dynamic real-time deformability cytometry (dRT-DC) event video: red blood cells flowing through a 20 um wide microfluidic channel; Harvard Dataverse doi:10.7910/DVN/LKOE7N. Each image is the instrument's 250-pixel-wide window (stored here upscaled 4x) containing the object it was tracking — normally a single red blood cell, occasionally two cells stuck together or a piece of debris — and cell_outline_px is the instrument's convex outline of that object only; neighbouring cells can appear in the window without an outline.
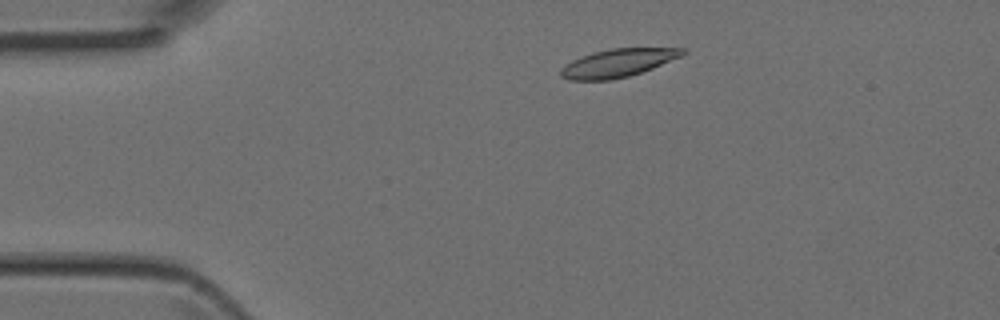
{"species": "Egyptian fruit bat (a non-hibernating species)", "species_latin": "Rousettus aegyptiacus", "temperature_condition": "room temperature", "stored_images_in_passage": 2, "camera_frame_rate_fps": 3000, "um_per_image_px": 0.085, "animal": {"sex": "female"}, "frame": {"image": 1, "passage_image": 1, "time_ms": 0.0, "image_size_px": [1000, 320], "cell_outline_px": [[688, 52], [680, 56], [652, 68], [628, 76], [612, 80], [568, 80], [560, 76], [560, 68], [572, 60], [592, 52], [612, 48], [688, 48]], "centroid_in_image_um": [52.49, 5.35], "position_along_channel_um": 32.5, "area_um2": 19.88}}